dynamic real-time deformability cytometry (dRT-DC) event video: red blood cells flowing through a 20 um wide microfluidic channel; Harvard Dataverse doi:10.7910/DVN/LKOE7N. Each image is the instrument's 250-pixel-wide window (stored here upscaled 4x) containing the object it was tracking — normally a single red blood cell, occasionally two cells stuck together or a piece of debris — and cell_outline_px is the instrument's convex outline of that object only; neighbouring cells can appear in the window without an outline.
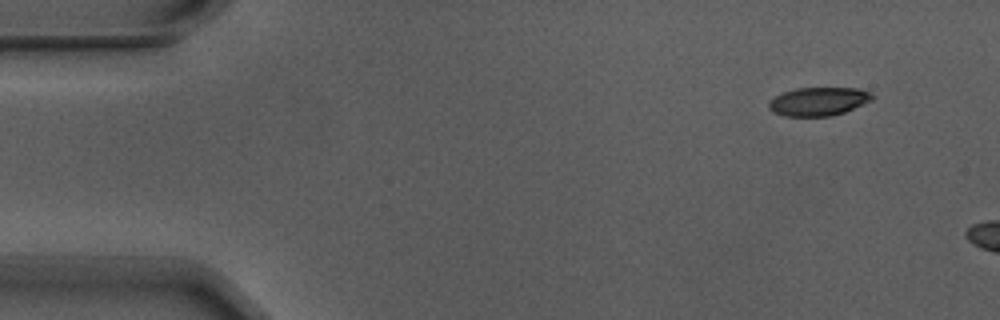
{"species": "Egyptian fruit bat (a non-hibernating species)", "species_latin": "Rousettus aegyptiacus", "temperature_condition": "warm", "stored_images_in_passage": 3, "camera_frame_rate_fps": 3000, "um_per_image_px": 0.085, "animal": {"sex": "male"}, "frame": {"image": 1, "passage_image": 1, "time_ms": 0.0, "image_size_px": [1000, 320], "cell_outline_px": [[876, 96], [872, 100], [844, 112], [832, 116], [784, 116], [772, 112], [768, 108], [768, 104], [776, 96], [784, 92], [796, 88], [860, 88], [872, 92]], "centroid_in_image_um": [69.61, 8.62], "position_along_channel_um": 15.4, "area_um2": 17.22}}